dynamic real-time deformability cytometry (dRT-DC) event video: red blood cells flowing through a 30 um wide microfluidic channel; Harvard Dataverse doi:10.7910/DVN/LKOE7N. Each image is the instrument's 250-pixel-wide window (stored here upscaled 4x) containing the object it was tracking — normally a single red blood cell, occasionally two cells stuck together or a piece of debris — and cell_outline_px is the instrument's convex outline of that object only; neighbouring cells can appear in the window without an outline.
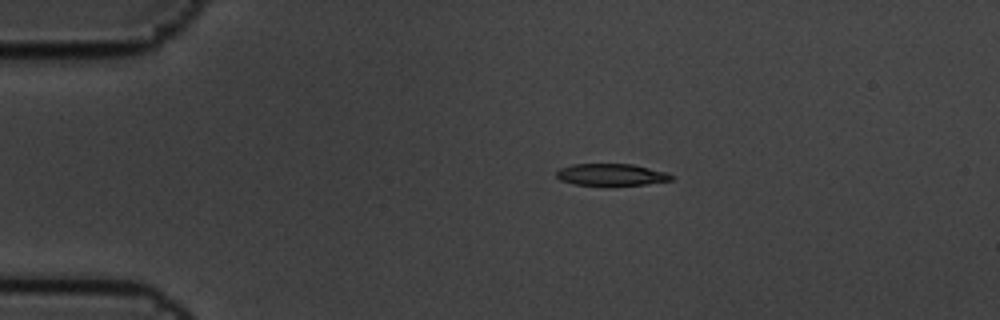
{"species": "common noctule bat (a hibernating species)", "species_latin": "Nyctalus noctula", "temperature_condition": "cold", "stored_images_in_passage": 3, "camera_frame_rate_fps": 3000, "um_per_image_px": 0.085, "animal": {"sex": "male", "body_mass_g": 19.5, "forearm_length_mm": 54.6}, "frame": {"image": 1, "passage_image": 1, "time_ms": 0.0, "image_size_px": [1000, 320], "cell_outline_px": [[676, 176], [672, 180], [644, 184], [612, 188], [604, 188], [572, 184], [560, 180], [556, 176], [556, 172], [560, 168], [572, 164], [632, 164], [668, 172]], "centroid_in_image_um": [51.96, 14.89], "position_along_channel_um": 33.0, "area_um2": 15.61}}